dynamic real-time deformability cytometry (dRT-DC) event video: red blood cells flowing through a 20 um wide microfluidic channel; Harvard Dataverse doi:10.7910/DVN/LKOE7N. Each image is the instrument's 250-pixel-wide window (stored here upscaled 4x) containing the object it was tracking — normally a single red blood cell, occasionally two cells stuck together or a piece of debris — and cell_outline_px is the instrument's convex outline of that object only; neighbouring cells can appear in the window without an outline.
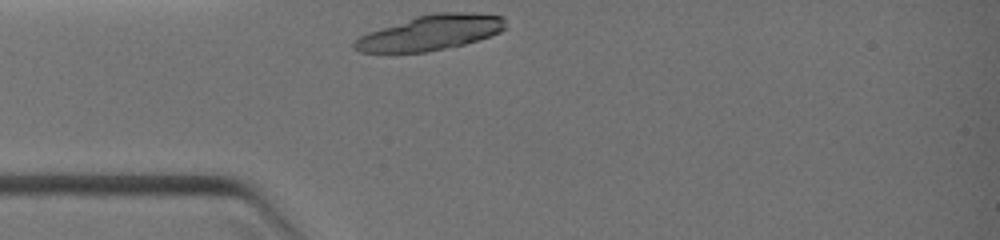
{"species": "common noctule bat (a hibernating species)", "species_latin": "Nyctalus noctula", "temperature_condition": "warm", "stored_images_in_passage": 1, "camera_frame_rate_fps": 3000, "um_per_image_px": 0.085, "animal": {"sex": "female", "body_mass_g": 19.0, "forearm_length_mm": 51.5}, "frame": {"image": 1, "passage_image": 1, "time_ms": 0.0, "image_size_px": [1000, 240], "cell_outline_px": [[504, 28], [500, 32], [464, 44], [424, 52], [360, 52], [352, 48], [352, 44], [360, 36], [368, 32], [416, 16], [432, 12], [472, 12], [504, 16]], "centroid_in_image_um": [36.58, 2.76], "position_along_channel_um": 48.4, "area_um2": 30.63}}